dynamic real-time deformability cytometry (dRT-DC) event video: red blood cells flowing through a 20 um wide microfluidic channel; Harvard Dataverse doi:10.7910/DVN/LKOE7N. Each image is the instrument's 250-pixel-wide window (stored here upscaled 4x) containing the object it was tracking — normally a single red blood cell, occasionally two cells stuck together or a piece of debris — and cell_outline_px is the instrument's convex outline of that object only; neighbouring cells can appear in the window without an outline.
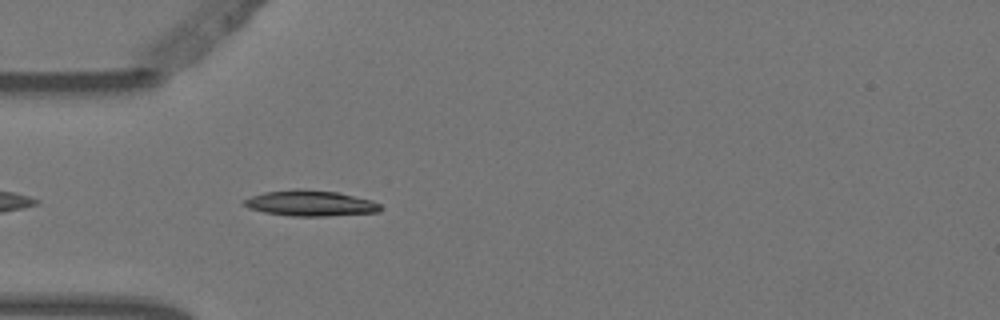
{"species": "Egyptian fruit bat (a non-hibernating species)", "species_latin": "Rousettus aegyptiacus", "temperature_condition": "warm", "stored_images_in_passage": 1, "camera_frame_rate_fps": 3000, "um_per_image_px": 0.085, "animal": {"sex": "female"}, "frame": {"image": 1, "passage_image": 1, "time_ms": 0.0, "image_size_px": [1000, 320], "cell_outline_px": [[380, 212], [328, 216], [292, 216], [264, 212], [248, 208], [240, 204], [244, 200], [252, 196], [264, 192], [296, 188], [300, 188], [340, 192], [372, 200], [380, 204]], "centroid_in_image_um": [26.37, 17.26], "position_along_channel_um": 58.6, "area_um2": 20.69}}